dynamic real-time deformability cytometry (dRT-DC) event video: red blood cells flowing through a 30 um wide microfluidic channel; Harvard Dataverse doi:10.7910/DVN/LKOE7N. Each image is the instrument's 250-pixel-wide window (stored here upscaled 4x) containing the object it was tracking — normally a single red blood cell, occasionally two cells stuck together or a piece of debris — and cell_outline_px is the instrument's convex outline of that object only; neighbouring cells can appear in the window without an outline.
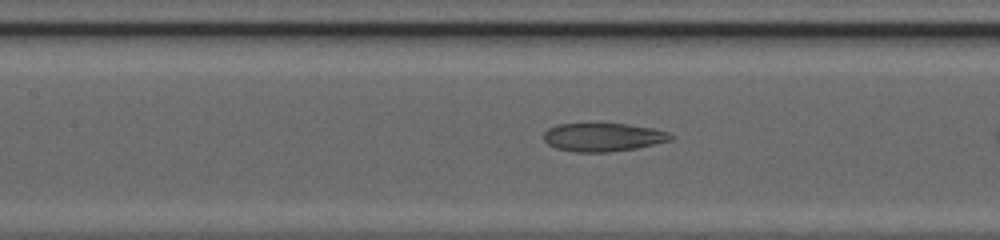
{"species": "common noctule bat (a hibernating species)", "species_latin": "Nyctalus noctula", "temperature_condition": "cold", "stored_images_in_passage": 30, "camera_frame_rate_fps": 3000, "um_per_image_px": 0.085, "animal": {"sex": "female", "body_mass_g": 20.0, "forearm_length_mm": 54.0}, "frame": {"image": 1, "passage_image": 26, "time_ms": 8.333, "image_size_px": [1000, 240], "cell_outline_px": [[676, 136], [672, 140], [636, 148], [608, 152], [576, 152], [556, 148], [548, 144], [544, 140], [544, 132], [548, 128], [556, 124], [628, 124], [652, 128], [668, 132]], "centroid_in_image_um": [51.27, 11.66], "position_along_channel_um": 156.1, "area_um2": 20.98}}